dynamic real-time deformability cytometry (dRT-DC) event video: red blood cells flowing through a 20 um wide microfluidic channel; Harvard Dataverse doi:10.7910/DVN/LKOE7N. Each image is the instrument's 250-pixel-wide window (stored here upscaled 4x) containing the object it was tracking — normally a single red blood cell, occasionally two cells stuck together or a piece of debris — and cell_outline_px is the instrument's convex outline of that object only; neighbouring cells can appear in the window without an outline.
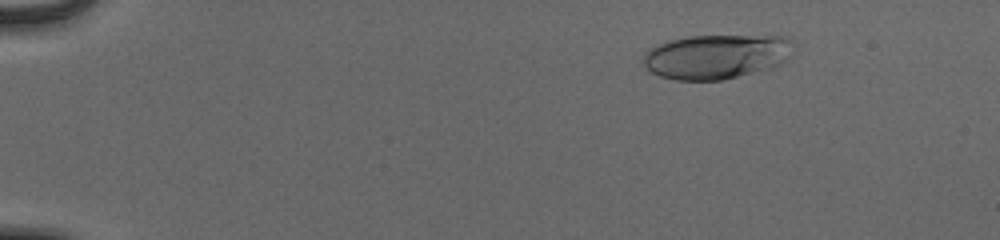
{"species": "human", "species_latin": "Homo sapiens", "temperature_condition": "cold", "stored_images_in_passage": 55, "camera_frame_rate_fps": 3000, "um_per_image_px": 0.085, "donor": {"sex": "male"}, "frame": {"image": 1, "passage_image": 9, "time_ms": 2.667, "image_size_px": [1000, 240], "cell_outline_px": [[792, 56], [780, 64], [772, 68], [720, 80], [676, 80], [660, 76], [648, 72], [644, 68], [644, 52], [648, 48], [656, 44], [668, 40], [688, 36], [784, 36], [792, 40]], "centroid_in_image_um": [60.86, 4.8], "position_along_channel_um": 24.1, "area_um2": 39.3}}
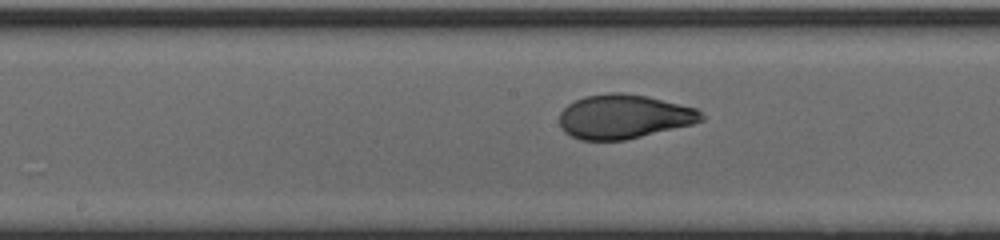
{"frame": {"image": 2, "passage_image": 31, "time_ms": 10.0, "image_size_px": [1000, 240], "cell_outline_px": [[704, 120], [692, 124], [624, 140], [580, 140], [564, 132], [560, 124], [560, 112], [568, 104], [584, 96], [608, 92], [624, 92], [648, 96], [696, 108], [704, 116]], "centroid_in_image_um": [53.01, 9.9], "position_along_channel_um": 195.2, "area_um2": 36.47}}
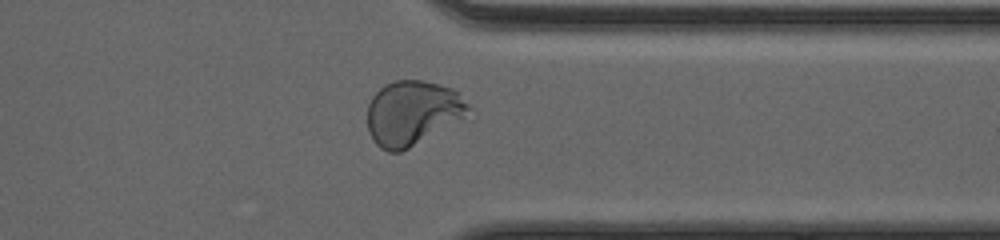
{"frame": {"image": 3, "passage_image": 45, "time_ms": 14.667, "image_size_px": [1000, 240], "cell_outline_px": [[472, 108], [460, 116], [408, 148], [400, 152], [388, 152], [380, 148], [376, 144], [368, 132], [368, 104], [372, 96], [384, 84], [392, 80], [424, 80], [452, 88]], "centroid_in_image_um": [34.95, 9.56], "position_along_channel_um": 376.5, "area_um2": 36.93}, "authors_computed_cell_mechanics": {"area_um2": 37.3966, "velocity_mm_per_s": 3.8962, "shape_relaxation_time_tau1_ms": 4.2289, "shape_relaxation_time_tau2_ms": null, "deformation_change_tau1": 0.2011, "deformation_change_tau2": null}}